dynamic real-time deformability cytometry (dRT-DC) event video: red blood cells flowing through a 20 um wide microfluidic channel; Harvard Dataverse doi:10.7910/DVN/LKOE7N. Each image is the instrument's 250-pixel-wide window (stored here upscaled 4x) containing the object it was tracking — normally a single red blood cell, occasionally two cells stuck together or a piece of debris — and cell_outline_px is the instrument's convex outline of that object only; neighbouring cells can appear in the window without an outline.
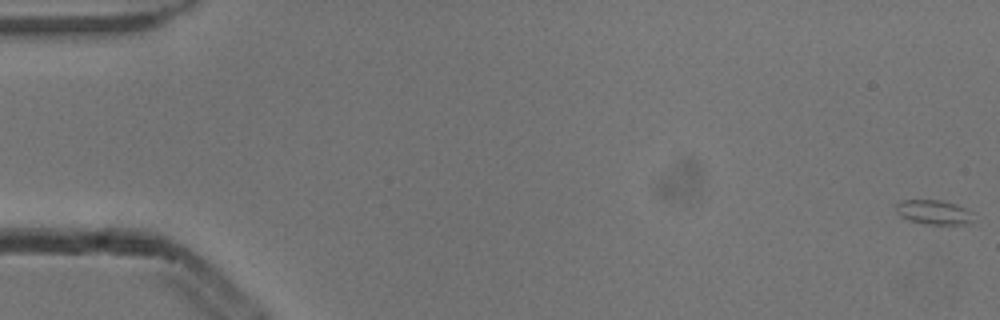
{"species": "common noctule bat (a hibernating species)", "species_latin": "Nyctalus noctula", "temperature_condition": "cold", "stored_images_in_passage": 7, "camera_frame_rate_fps": 3000, "um_per_image_px": 0.085, "animal": {"sex": "male", "body_mass_g": 13.3}, "frame": {"image": 1, "passage_image": 1, "time_ms": 0.0, "image_size_px": [1000, 320], "cell_outline_px": [[968, 224], [924, 224], [908, 220], [900, 216], [896, 212], [896, 204], [900, 200], [940, 200], [956, 204], [964, 208], [968, 220]], "centroid_in_image_um": [79.2, 18.02], "position_along_channel_um": 5.8, "area_um2": 10.58}}